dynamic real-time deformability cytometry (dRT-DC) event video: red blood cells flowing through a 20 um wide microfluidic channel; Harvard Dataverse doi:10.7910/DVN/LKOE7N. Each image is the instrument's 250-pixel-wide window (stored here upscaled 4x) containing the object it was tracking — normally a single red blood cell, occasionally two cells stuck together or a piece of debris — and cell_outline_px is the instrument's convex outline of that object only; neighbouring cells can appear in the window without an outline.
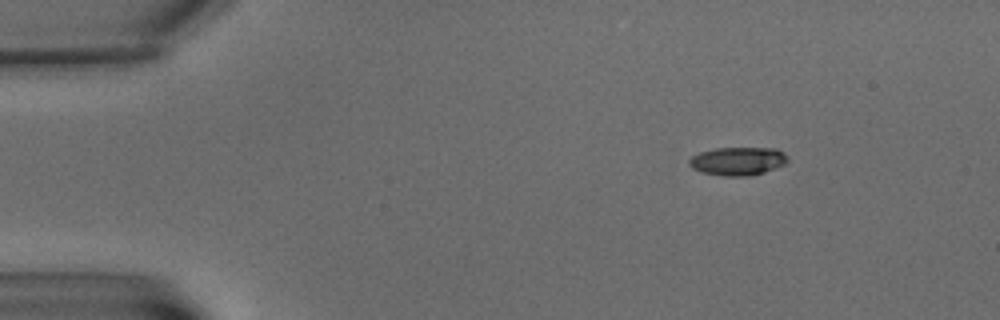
{"species": "common noctule bat (a hibernating species)", "species_latin": "Nyctalus noctula", "temperature_condition": "warm", "stored_images_in_passage": 7, "camera_frame_rate_fps": 3000, "um_per_image_px": 0.085, "animal": {"sex": "male", "body_mass_g": 15.6}, "frame": {"image": 1, "passage_image": 1, "time_ms": 0.0, "image_size_px": [1000, 320], "cell_outline_px": [[788, 160], [784, 164], [764, 172], [748, 176], [724, 176], [700, 172], [692, 168], [688, 164], [688, 160], [692, 156], [700, 152], [716, 148], [776, 148], [784, 152], [788, 156]], "centroid_in_image_um": [62.7, 13.69], "position_along_channel_um": 22.3, "area_um2": 16.3}}
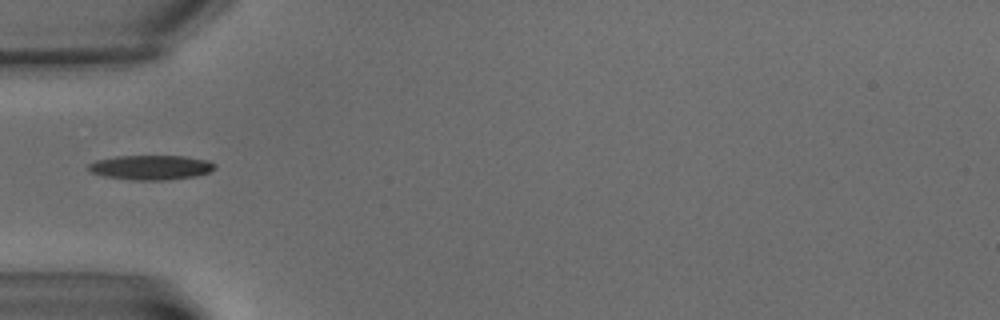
{"frame": {"image": 2, "passage_image": 5, "time_ms": 4.667, "image_size_px": [1000, 320], "cell_outline_px": [[216, 168], [208, 172], [196, 176], [168, 180], [128, 180], [104, 176], [88, 172], [88, 164], [96, 160], [116, 156], [184, 156], [208, 160], [216, 164]], "centroid_in_image_um": [12.81, 14.23], "position_along_channel_um": 72.2, "area_um2": 18.32}}